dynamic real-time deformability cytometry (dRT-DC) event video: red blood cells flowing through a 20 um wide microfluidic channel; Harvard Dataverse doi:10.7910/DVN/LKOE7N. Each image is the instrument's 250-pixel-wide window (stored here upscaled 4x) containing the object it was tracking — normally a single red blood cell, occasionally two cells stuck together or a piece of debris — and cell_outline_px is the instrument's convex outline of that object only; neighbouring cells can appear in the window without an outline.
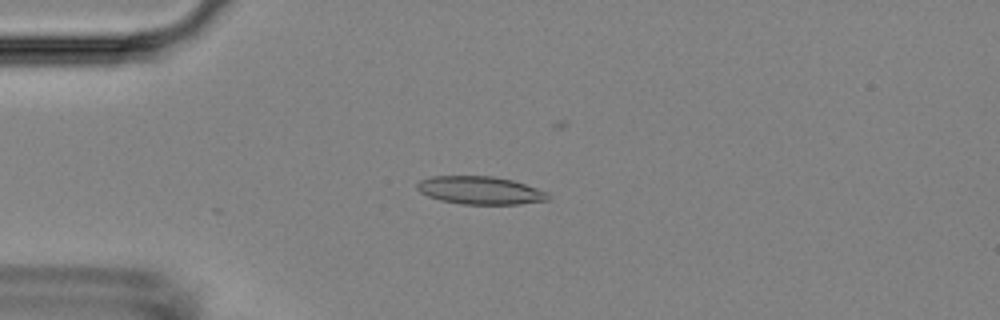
{"species": "Egyptian fruit bat (a non-hibernating species)", "species_latin": "Rousettus aegyptiacus", "temperature_condition": "room temperature", "stored_images_in_passage": 20, "camera_frame_rate_fps": 3000, "um_per_image_px": 0.085, "animal": {"sex": "female"}, "frame": {"image": 1, "passage_image": 13, "time_ms": 4.0, "image_size_px": [1000, 320], "cell_outline_px": [[552, 196], [548, 200], [520, 204], [460, 204], [440, 200], [428, 196], [420, 192], [416, 188], [416, 184], [420, 180], [432, 176], [492, 176], [512, 180], [548, 192]], "centroid_in_image_um": [40.81, 16.18], "position_along_channel_um": 44.2, "area_um2": 21.39}}